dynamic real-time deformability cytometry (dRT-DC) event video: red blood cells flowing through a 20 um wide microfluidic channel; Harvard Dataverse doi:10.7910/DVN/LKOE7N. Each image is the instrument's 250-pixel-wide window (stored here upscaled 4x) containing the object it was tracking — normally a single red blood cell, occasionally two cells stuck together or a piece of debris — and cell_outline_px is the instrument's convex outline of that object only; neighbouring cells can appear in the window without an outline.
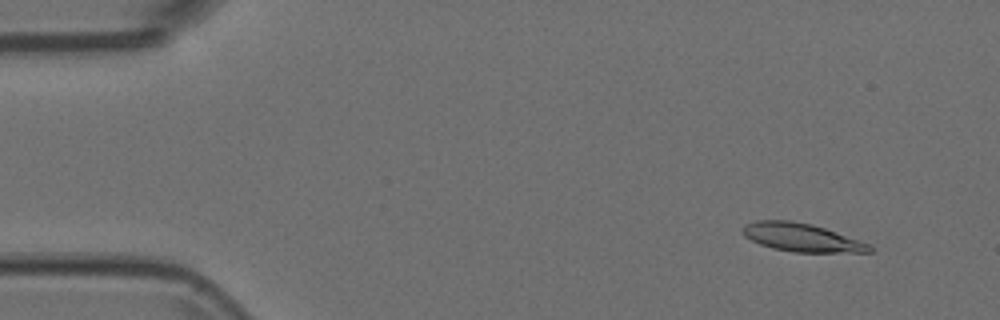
{"species": "Egyptian fruit bat (a non-hibernating species)", "species_latin": "Rousettus aegyptiacus", "temperature_condition": "room temperature", "stored_images_in_passage": 53, "camera_frame_rate_fps": 3000, "um_per_image_px": 0.085, "animal": {"sex": "female"}, "frame": {"image": 1, "passage_image": 5, "time_ms": 1.333, "image_size_px": [1000, 320], "cell_outline_px": [[872, 252], [792, 252], [772, 248], [760, 244], [744, 236], [740, 232], [740, 228], [744, 224], [756, 220], [792, 220], [812, 224], [824, 228], [868, 244], [872, 248]], "centroid_in_image_um": [68.03, 20.17], "position_along_channel_um": 17.0, "area_um2": 20.81}}
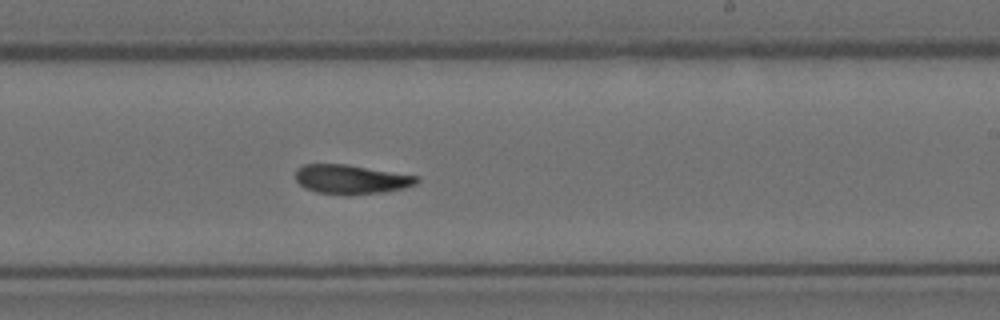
{"frame": {"image": 2, "passage_image": 32, "time_ms": 10.333, "image_size_px": [1000, 320], "cell_outline_px": [[420, 180], [416, 184], [404, 188], [384, 192], [344, 196], [316, 192], [304, 188], [296, 180], [296, 168], [304, 164], [344, 164], [420, 176]], "centroid_in_image_um": [29.84, 15.26], "position_along_channel_um": 259.2, "area_um2": 20.92}}
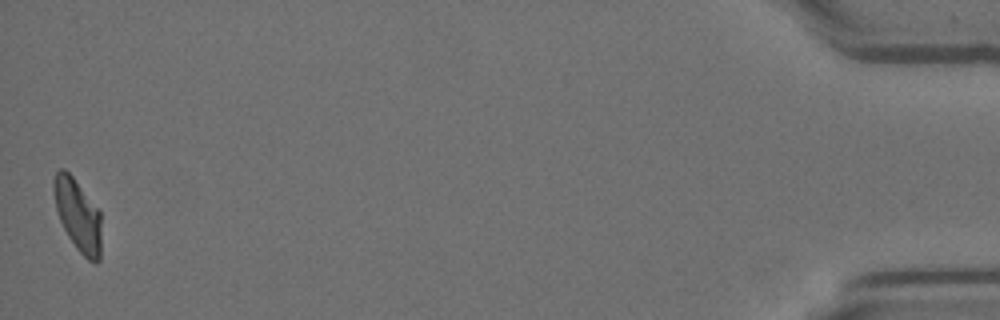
{"frame": {"image": 3, "passage_image": 53, "time_ms": 17.333, "image_size_px": [1000, 320], "cell_outline_px": [[100, 260], [96, 264], [88, 260], [76, 248], [68, 236], [60, 220], [56, 208], [52, 192], [52, 180], [56, 172], [60, 168], [64, 168], [72, 176], [100, 212]], "centroid_in_image_um": [6.58, 18.28], "position_along_channel_um": 428.6, "area_um2": 19.83}}